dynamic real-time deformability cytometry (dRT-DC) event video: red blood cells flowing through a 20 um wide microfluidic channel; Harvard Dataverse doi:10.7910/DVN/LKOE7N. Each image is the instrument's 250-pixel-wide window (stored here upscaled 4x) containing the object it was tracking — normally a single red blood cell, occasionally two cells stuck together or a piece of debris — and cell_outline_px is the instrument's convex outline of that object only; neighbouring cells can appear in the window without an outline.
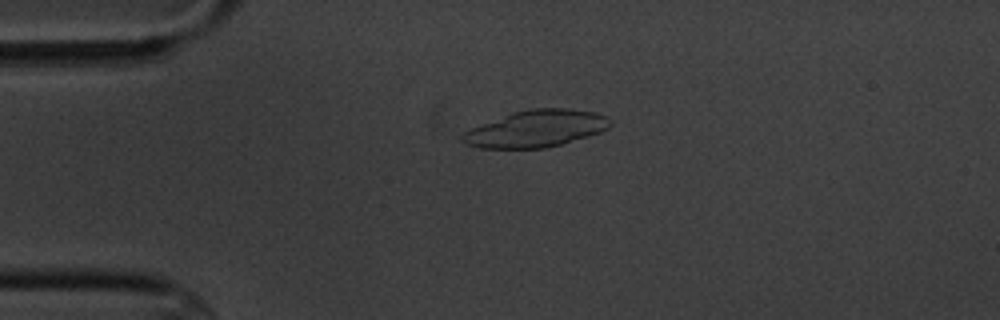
{"species": "common noctule bat (a hibernating species)", "species_latin": "Nyctalus noctula", "temperature_condition": "cold", "stored_images_in_passage": 6, "camera_frame_rate_fps": 3000, "um_per_image_px": 0.085, "animal": {"sex": "male", "body_mass_g": 20.1, "forearm_length_mm": 53.5}, "frame": {"image": 1, "passage_image": 4, "time_ms": 3.333, "image_size_px": [1000, 320], "cell_outline_px": [[612, 124], [608, 128], [600, 132], [588, 136], [560, 144], [544, 148], [480, 148], [464, 144], [460, 140], [460, 136], [464, 132], [472, 128], [512, 112], [532, 108], [568, 108], [596, 112], [604, 116]], "centroid_in_image_um": [45.54, 10.94], "position_along_channel_um": 39.5, "area_um2": 31.56}}